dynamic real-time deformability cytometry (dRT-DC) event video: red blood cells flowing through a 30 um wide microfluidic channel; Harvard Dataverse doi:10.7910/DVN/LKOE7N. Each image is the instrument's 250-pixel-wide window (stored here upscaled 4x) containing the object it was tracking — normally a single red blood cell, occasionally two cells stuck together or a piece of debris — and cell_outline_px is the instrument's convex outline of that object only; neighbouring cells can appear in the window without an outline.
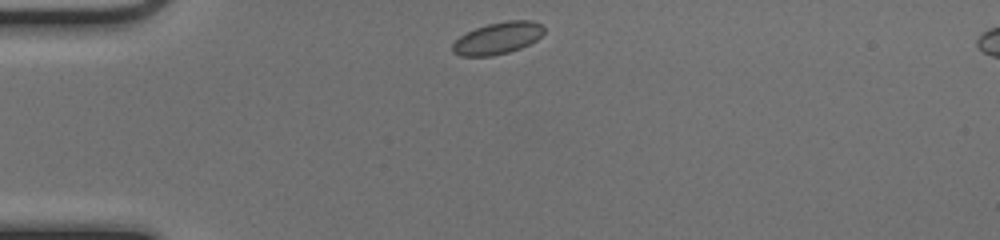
{"species": "common noctule bat (a hibernating species)", "species_latin": "Nyctalus noctula", "temperature_condition": "cold", "stored_images_in_passage": 39, "camera_frame_rate_fps": 3000, "um_per_image_px": 0.085, "animal": {"sex": "female", "body_mass_g": 17.0, "forearm_length_mm": 48.0}, "frame": {"image": 1, "passage_image": 1, "time_ms": 0.0, "image_size_px": [1000, 240], "cell_outline_px": [[544, 32], [536, 40], [520, 48], [508, 52], [492, 56], [460, 56], [452, 52], [452, 44], [460, 36], [476, 28], [488, 24], [508, 20], [532, 20], [540, 24], [544, 28]], "centroid_in_image_um": [42.29, 3.25], "position_along_channel_um": 42.7, "area_um2": 16.88}}
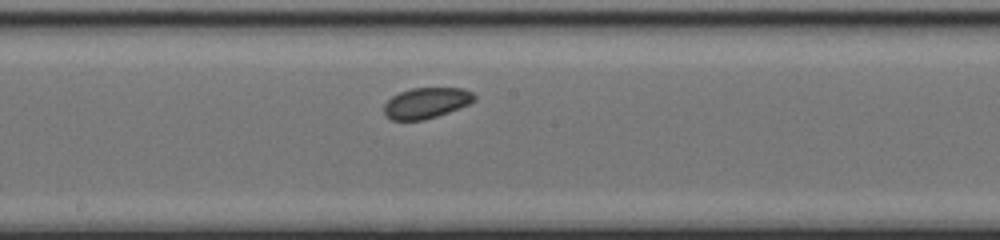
{"frame": {"image": 2, "passage_image": 16, "time_ms": 5.0, "image_size_px": [1000, 240], "cell_outline_px": [[476, 100], [468, 104], [448, 112], [424, 120], [392, 120], [384, 116], [384, 104], [392, 96], [400, 92], [412, 88], [464, 88], [472, 92], [476, 96]], "centroid_in_image_um": [36.22, 8.75], "position_along_channel_um": 212.0, "area_um2": 16.18}}
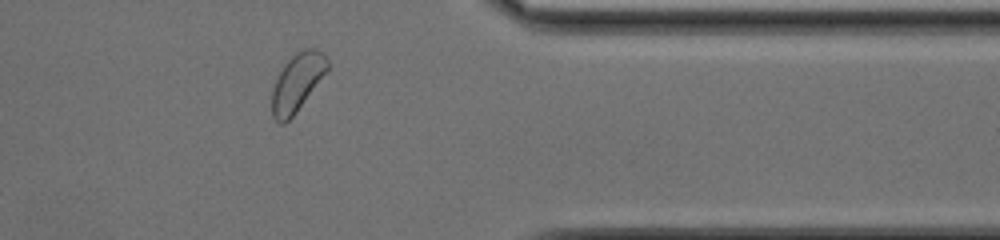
{"frame": {"image": 3, "passage_image": 30, "time_ms": 9.667, "image_size_px": [1000, 240], "cell_outline_px": [[328, 68], [296, 112], [284, 124], [280, 124], [272, 116], [272, 88], [276, 76], [284, 64], [296, 52], [304, 48], [316, 48], [324, 52], [328, 60]], "centroid_in_image_um": [25.23, 6.97], "position_along_channel_um": 386.2, "area_um2": 18.55}}